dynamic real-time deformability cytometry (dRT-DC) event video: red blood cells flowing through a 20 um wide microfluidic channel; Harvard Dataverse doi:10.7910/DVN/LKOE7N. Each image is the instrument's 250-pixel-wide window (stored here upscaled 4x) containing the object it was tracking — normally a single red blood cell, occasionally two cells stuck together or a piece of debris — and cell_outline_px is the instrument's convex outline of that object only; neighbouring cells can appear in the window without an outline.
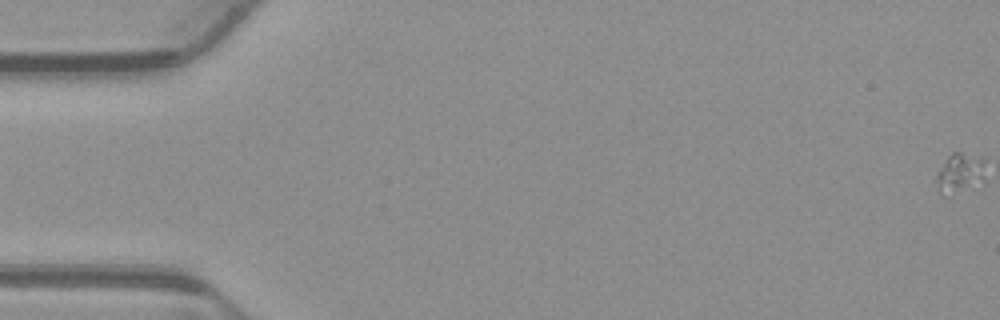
{"species": "common noctule bat (a hibernating species)", "species_latin": "Nyctalus noctula", "temperature_condition": "warm", "stored_images_in_passage": 49, "camera_frame_rate_fps": 3000, "um_per_image_px": 0.085, "animal": {"sex": "male", "body_mass_g": 23.1, "forearm_length_mm": 52.7}, "frame": {"image": 1, "passage_image": 1, "time_ms": 0.0, "image_size_px": [1000, 320], "cell_outline_px": [[984, 180], [944, 196], [936, 180], [936, 176], [948, 156], [952, 152], [960, 152], [984, 160]], "centroid_in_image_um": [81.59, 14.67], "position_along_channel_um": 3.4, "area_um2": 10.52}}